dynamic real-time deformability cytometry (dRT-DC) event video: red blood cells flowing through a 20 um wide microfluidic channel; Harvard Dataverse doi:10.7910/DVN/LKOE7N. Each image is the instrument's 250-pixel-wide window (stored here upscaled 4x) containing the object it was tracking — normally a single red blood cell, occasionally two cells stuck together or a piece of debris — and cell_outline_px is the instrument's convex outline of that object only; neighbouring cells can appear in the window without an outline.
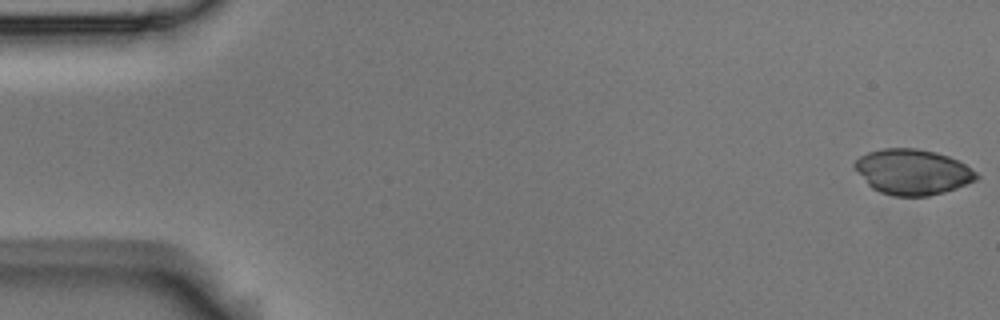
{"species": "Egyptian fruit bat (a non-hibernating species)", "species_latin": "Rousettus aegyptiacus", "temperature_condition": "room temperature", "stored_images_in_passage": 54, "camera_frame_rate_fps": 3000, "um_per_image_px": 0.085, "animal": {"sex": "male"}, "frame": {"image": 1, "passage_image": 1, "time_ms": 0.0, "image_size_px": [1000, 320], "cell_outline_px": [[980, 176], [976, 180], [956, 188], [944, 192], [928, 196], [892, 196], [880, 192], [872, 188], [868, 184], [852, 164], [860, 156], [868, 152], [884, 148], [916, 148], [936, 152], [948, 156], [964, 164], [976, 172]], "centroid_in_image_um": [77.57, 14.61], "position_along_channel_um": 7.4, "area_um2": 32.08}}
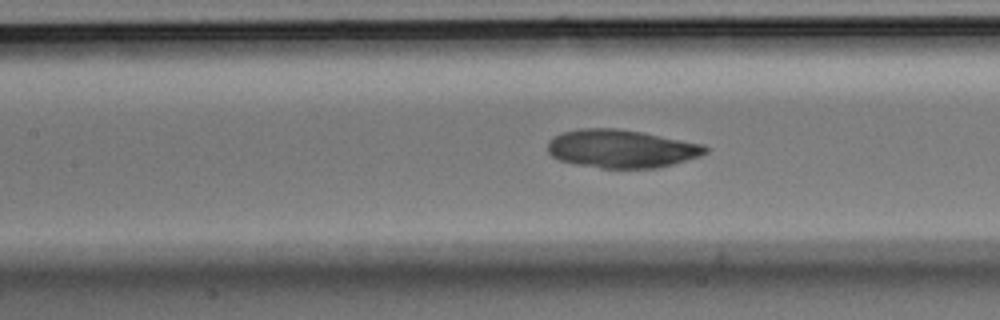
{"frame": {"image": 2, "passage_image": 24, "time_ms": 7.667, "image_size_px": [1000, 320], "cell_outline_px": [[708, 152], [700, 156], [672, 164], [656, 168], [600, 168], [576, 164], [560, 160], [552, 156], [548, 152], [548, 140], [552, 136], [560, 132], [580, 128], [616, 128], [640, 132], [704, 144], [708, 148]], "centroid_in_image_um": [52.78, 12.63], "position_along_channel_um": 154.6, "area_um2": 35.14}}
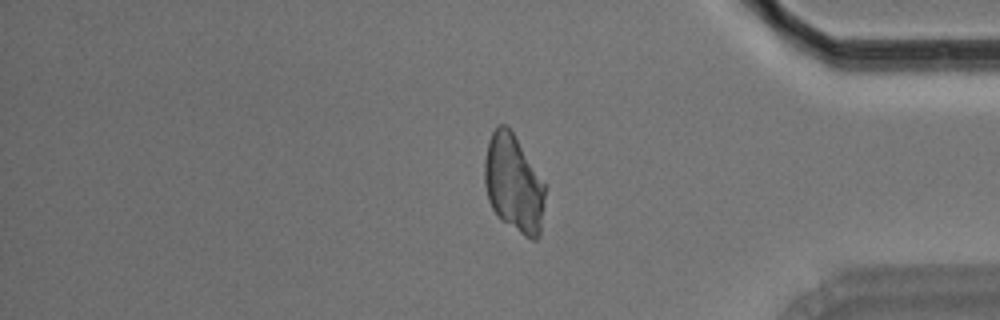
{"frame": {"image": 3, "passage_image": 45, "time_ms": 14.667, "image_size_px": [1000, 320], "cell_outline_px": [[544, 196], [540, 236], [536, 240], [532, 240], [524, 236], [500, 220], [496, 216], [488, 200], [484, 184], [484, 160], [488, 140], [492, 132], [500, 124], [508, 124], [544, 184]], "centroid_in_image_um": [43.62, 15.62], "position_along_channel_um": 391.6, "area_um2": 34.33}}